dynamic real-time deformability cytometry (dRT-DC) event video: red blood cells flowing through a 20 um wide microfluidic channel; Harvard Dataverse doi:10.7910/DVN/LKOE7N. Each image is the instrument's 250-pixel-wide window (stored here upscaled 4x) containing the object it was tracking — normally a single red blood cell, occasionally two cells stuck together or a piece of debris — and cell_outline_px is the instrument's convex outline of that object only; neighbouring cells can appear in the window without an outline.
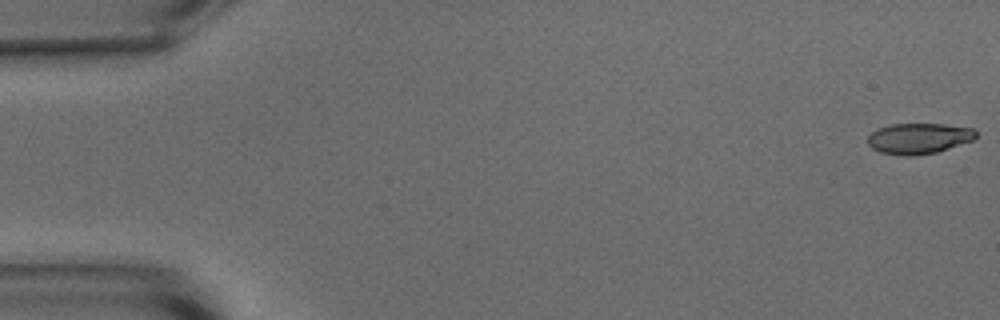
{"species": "common noctule bat (a hibernating species)", "species_latin": "Nyctalus noctula", "temperature_condition": "warm", "stored_images_in_passage": 53, "camera_frame_rate_fps": 3000, "um_per_image_px": 0.085, "animal": {"sex": "male", "body_mass_g": 15.6}, "frame": {"image": 1, "passage_image": 1, "time_ms": 0.0, "image_size_px": [1000, 320], "cell_outline_px": [[976, 136], [972, 140], [936, 152], [908, 156], [904, 156], [880, 152], [872, 148], [868, 144], [868, 136], [872, 132], [880, 128], [892, 124], [944, 124], [972, 128], [976, 132]], "centroid_in_image_um": [78.07, 11.76], "position_along_channel_um": 6.9, "area_um2": 19.07}}
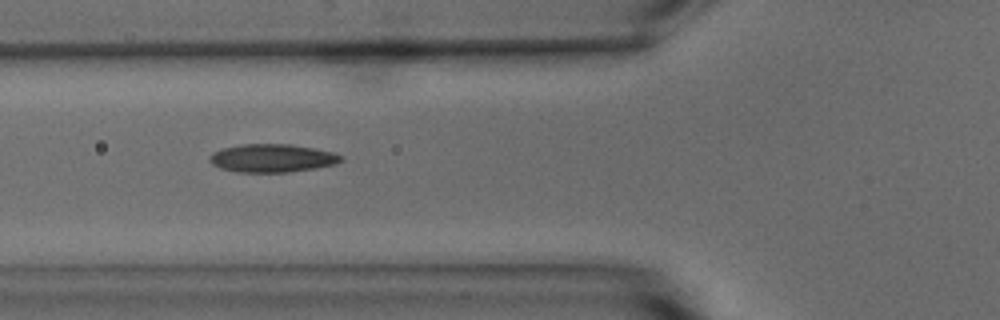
{"frame": {"image": 2, "passage_image": 20, "time_ms": 6.333, "image_size_px": [1000, 320], "cell_outline_px": [[344, 160], [332, 164], [316, 168], [288, 172], [236, 172], [220, 168], [212, 164], [208, 160], [208, 156], [212, 152], [224, 148], [240, 144], [288, 144], [312, 148], [332, 152], [344, 156]], "centroid_in_image_um": [23.09, 13.44], "position_along_channel_um": 102.7, "area_um2": 21.56}}
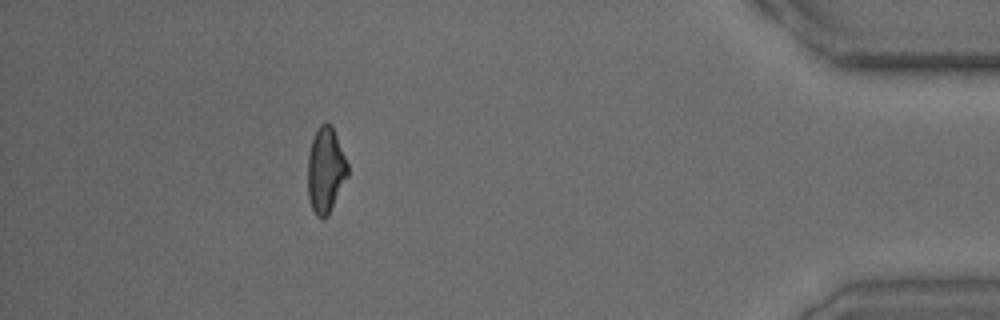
{"frame": {"image": 3, "passage_image": 48, "time_ms": 15.667, "image_size_px": [1000, 320], "cell_outline_px": [[348, 176], [328, 216], [316, 216], [312, 208], [308, 196], [308, 156], [312, 140], [316, 128], [320, 124], [332, 124], [348, 164]], "centroid_in_image_um": [27.68, 14.44], "position_along_channel_um": 407.5, "area_um2": 19.83}, "authors_computed_cell_mechanics": {"area_um2": 20.1722, "velocity_mm_per_s": 3.8202, "shape_relaxation_time_tau1_ms": 5.2122, "shape_relaxation_time_tau2_ms": 2.3347, "deformation_change_tau1": 0.1969, "deformation_change_tau2": 0.1089}}